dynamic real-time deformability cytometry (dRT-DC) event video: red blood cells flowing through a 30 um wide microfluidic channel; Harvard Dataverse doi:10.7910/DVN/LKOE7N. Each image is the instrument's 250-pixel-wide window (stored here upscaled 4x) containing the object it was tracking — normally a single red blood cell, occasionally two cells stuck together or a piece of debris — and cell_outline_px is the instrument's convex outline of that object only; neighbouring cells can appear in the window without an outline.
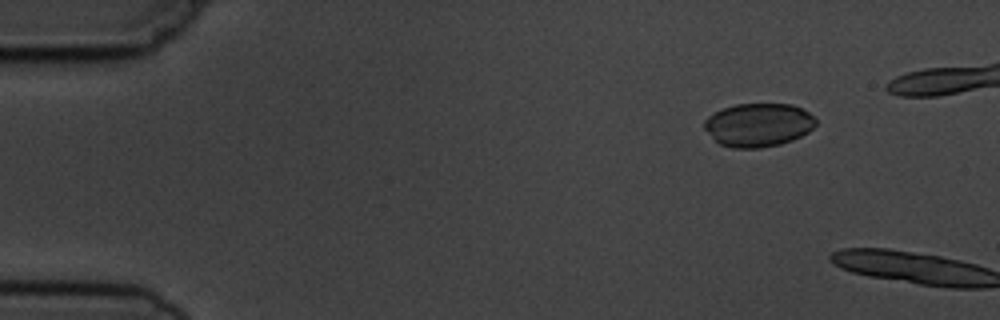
{"species": "common noctule bat (a hibernating species)", "species_latin": "Nyctalus noctula", "temperature_condition": "cold", "stored_images_in_passage": 4, "camera_frame_rate_fps": 3000, "um_per_image_px": 0.085, "animal": {"sex": "male", "body_mass_g": 19.5, "forearm_length_mm": 54.6}, "frame": {"image": 1, "passage_image": 2, "time_ms": 1.333, "image_size_px": [1000, 320], "cell_outline_px": [[816, 124], [808, 132], [792, 140], [780, 144], [760, 148], [732, 148], [720, 144], [704, 128], [704, 120], [708, 116], [724, 108], [736, 104], [792, 104], [808, 112], [816, 120]], "centroid_in_image_um": [64.46, 10.62], "position_along_channel_um": 20.5, "area_um2": 28.03}}